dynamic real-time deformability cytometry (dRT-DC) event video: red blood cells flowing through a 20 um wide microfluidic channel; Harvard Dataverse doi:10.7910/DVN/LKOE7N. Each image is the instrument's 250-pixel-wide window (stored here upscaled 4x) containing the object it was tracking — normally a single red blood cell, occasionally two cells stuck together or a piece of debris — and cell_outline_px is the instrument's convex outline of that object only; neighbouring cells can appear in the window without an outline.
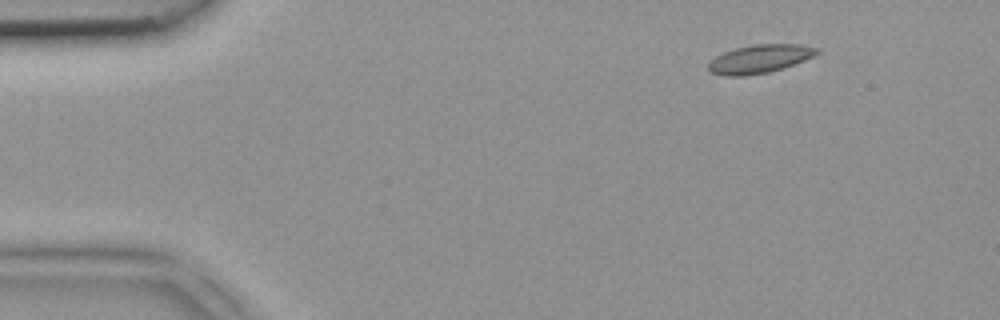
{"species": "common noctule bat (a hibernating species)", "species_latin": "Nyctalus noctula", "temperature_condition": "room temperature", "stored_images_in_passage": 4, "camera_frame_rate_fps": 3000, "um_per_image_px": 0.085, "animal": {"sex": "female", "body_mass_g": 18.4}, "frame": {"image": 1, "passage_image": 2, "time_ms": 0.333, "image_size_px": [1000, 320], "cell_outline_px": [[820, 52], [804, 60], [768, 72], [744, 76], [724, 76], [712, 72], [708, 68], [708, 64], [716, 56], [724, 52], [736, 48], [756, 44], [800, 44], [820, 48]], "centroid_in_image_um": [64.58, 5.0], "position_along_channel_um": 20.4, "area_um2": 17.69}}
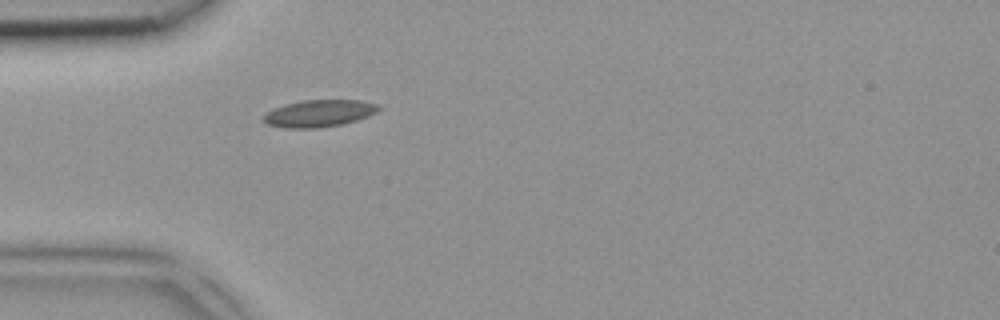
{"frame": {"image": 2, "passage_image": 4, "time_ms": 1.0, "image_size_px": [1000, 320], "cell_outline_px": [[380, 108], [376, 112], [368, 116], [344, 124], [316, 128], [284, 128], [268, 124], [264, 120], [264, 116], [268, 112], [284, 104], [304, 100], [360, 100], [380, 104]], "centroid_in_image_um": [27.17, 9.63], "position_along_channel_um": 57.8, "area_um2": 18.03}}